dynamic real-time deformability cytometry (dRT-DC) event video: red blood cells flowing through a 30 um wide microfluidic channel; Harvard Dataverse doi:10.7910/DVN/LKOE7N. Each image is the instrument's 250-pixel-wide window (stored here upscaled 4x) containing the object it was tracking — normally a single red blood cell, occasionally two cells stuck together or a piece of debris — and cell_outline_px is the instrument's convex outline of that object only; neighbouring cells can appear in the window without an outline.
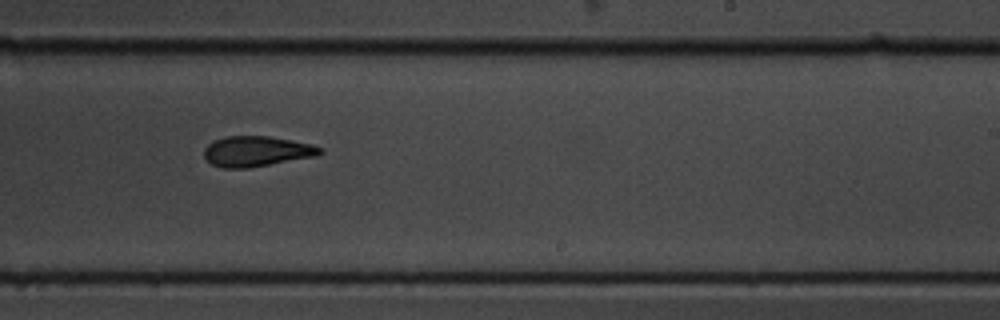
{"species": "common noctule bat (a hibernating species)", "species_latin": "Nyctalus noctula", "temperature_condition": "cold", "stored_images_in_passage": 16, "camera_frame_rate_fps": 3000, "um_per_image_px": 0.085, "animal": {"sex": "male", "body_mass_g": 19.5, "forearm_length_mm": 54.6}, "frame": {"image": 1, "passage_image": 10, "time_ms": 3.0, "image_size_px": [1000, 320], "cell_outline_px": [[324, 152], [316, 156], [248, 168], [220, 168], [212, 164], [204, 156], [204, 148], [212, 140], [224, 136], [268, 136], [292, 140], [312, 144], [320, 148]], "centroid_in_image_um": [21.78, 12.86], "position_along_channel_um": 267.2, "area_um2": 20.58}}
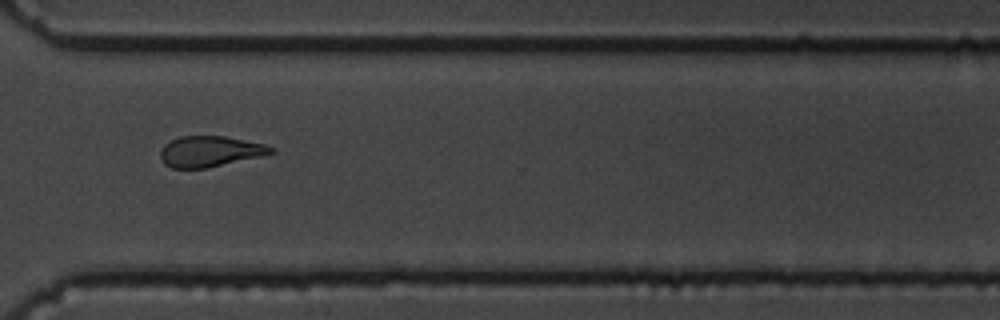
{"frame": {"image": 2, "passage_image": 12, "time_ms": 3.667, "image_size_px": [1000, 320], "cell_outline_px": [[276, 152], [264, 156], [208, 168], [172, 168], [164, 164], [160, 156], [160, 152], [164, 144], [180, 136], [224, 136], [264, 144], [276, 148]], "centroid_in_image_um": [17.88, 12.88], "position_along_channel_um": 352.7, "area_um2": 20.0}}